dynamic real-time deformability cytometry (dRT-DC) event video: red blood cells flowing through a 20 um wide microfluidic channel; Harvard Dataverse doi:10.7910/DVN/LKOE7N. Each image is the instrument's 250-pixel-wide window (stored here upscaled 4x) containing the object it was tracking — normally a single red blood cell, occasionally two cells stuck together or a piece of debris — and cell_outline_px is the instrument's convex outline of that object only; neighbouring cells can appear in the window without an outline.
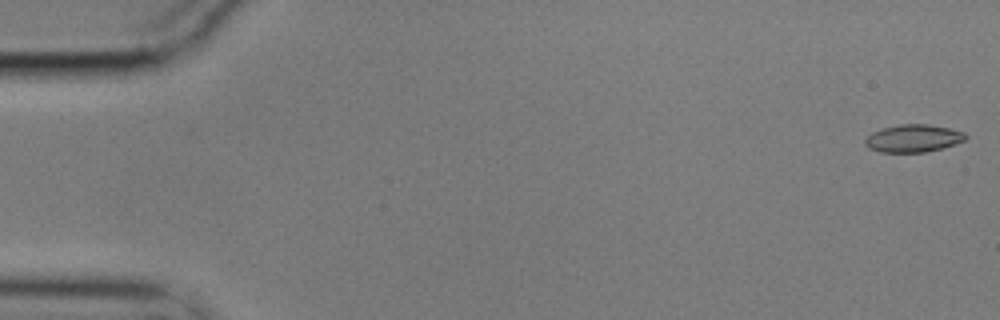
{"species": "common noctule bat (a hibernating species)", "species_latin": "Nyctalus noctula", "temperature_condition": "cold", "stored_images_in_passage": 57, "camera_frame_rate_fps": 3000, "um_per_image_px": 0.085, "animal": {"sex": "male", "body_mass_g": 17.9}, "frame": {"image": 1, "passage_image": 1, "time_ms": 0.0, "image_size_px": [1000, 320], "cell_outline_px": [[968, 136], [964, 140], [940, 148], [924, 152], [880, 152], [868, 148], [864, 144], [864, 140], [872, 132], [884, 128], [900, 124], [928, 124], [948, 128], [964, 132]], "centroid_in_image_um": [77.59, 11.75], "position_along_channel_um": 7.4, "area_um2": 15.95}}
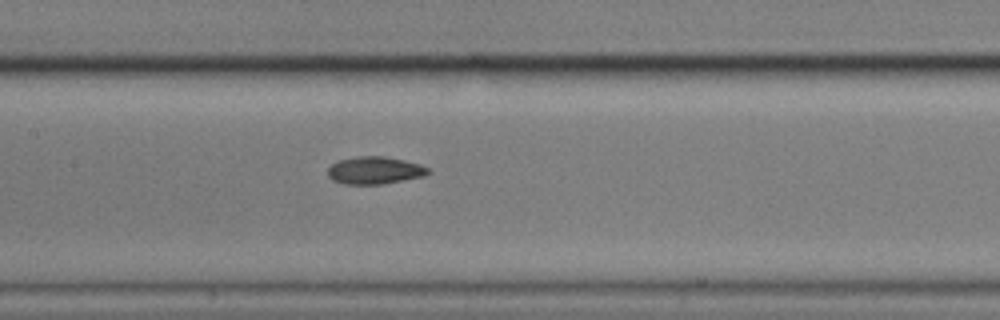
{"frame": {"image": 2, "passage_image": 27, "time_ms": 8.667, "image_size_px": [1000, 320], "cell_outline_px": [[432, 172], [424, 176], [384, 184], [344, 184], [332, 180], [328, 176], [328, 168], [332, 164], [340, 160], [356, 156], [384, 156], [404, 160], [420, 164], [428, 168]], "centroid_in_image_um": [31.86, 14.48], "position_along_channel_um": 175.5, "area_um2": 16.13}}
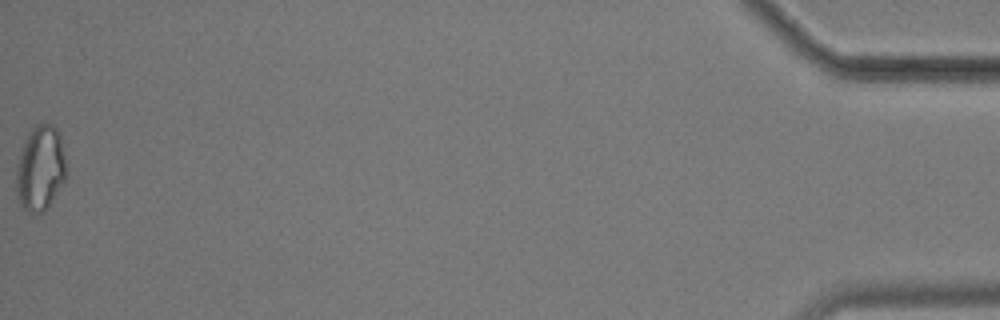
{"frame": {"image": 3, "passage_image": 57, "time_ms": 18.667, "image_size_px": [1000, 320], "cell_outline_px": [[64, 180], [48, 208], [44, 212], [28, 212], [20, 204], [16, 196], [16, 164], [24, 140], [32, 128], [36, 124], [52, 124], [60, 132], [64, 156]], "centroid_in_image_um": [3.39, 14.3], "position_along_channel_um": 431.8, "area_um2": 24.74}, "authors_computed_cell_mechanics": {"area_um2": 16.4152, "velocity_mm_per_s": 3.5192, "shape_relaxation_time_tau1_ms": 3.8625, "shape_relaxation_time_tau2_ms": null, "deformation_change_tau1": 0.1005, "deformation_change_tau2": null}}